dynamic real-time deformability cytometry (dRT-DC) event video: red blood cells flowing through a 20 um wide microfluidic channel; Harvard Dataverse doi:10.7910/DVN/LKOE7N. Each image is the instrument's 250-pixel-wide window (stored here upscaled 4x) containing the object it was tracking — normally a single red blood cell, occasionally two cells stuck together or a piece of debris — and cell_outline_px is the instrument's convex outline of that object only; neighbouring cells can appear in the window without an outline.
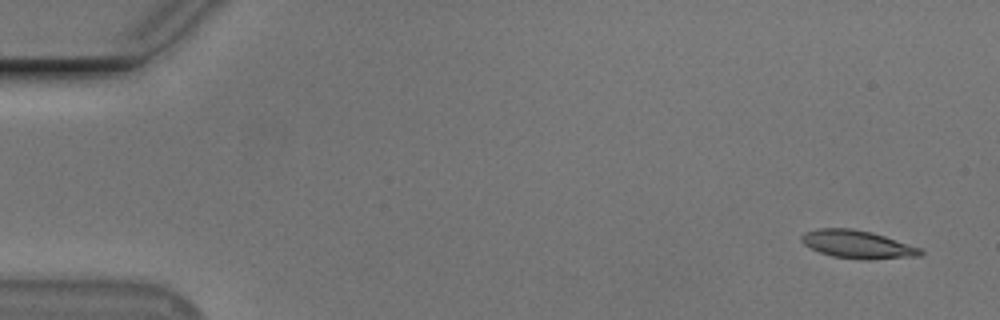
{"species": "Egyptian fruit bat (a non-hibernating species)", "species_latin": "Rousettus aegyptiacus", "temperature_condition": "cold", "stored_images_in_passage": 3, "camera_frame_rate_fps": 3000, "um_per_image_px": 0.085, "animal": {"sex": "male"}, "frame": {"image": 1, "passage_image": 1, "time_ms": 0.0, "image_size_px": [1000, 320], "cell_outline_px": [[924, 252], [920, 256], [868, 260], [864, 260], [832, 256], [820, 252], [804, 244], [800, 240], [800, 236], [804, 232], [816, 228], [852, 228], [872, 232], [920, 248]], "centroid_in_image_um": [72.86, 20.77], "position_along_channel_um": 12.1, "area_um2": 19.42}}